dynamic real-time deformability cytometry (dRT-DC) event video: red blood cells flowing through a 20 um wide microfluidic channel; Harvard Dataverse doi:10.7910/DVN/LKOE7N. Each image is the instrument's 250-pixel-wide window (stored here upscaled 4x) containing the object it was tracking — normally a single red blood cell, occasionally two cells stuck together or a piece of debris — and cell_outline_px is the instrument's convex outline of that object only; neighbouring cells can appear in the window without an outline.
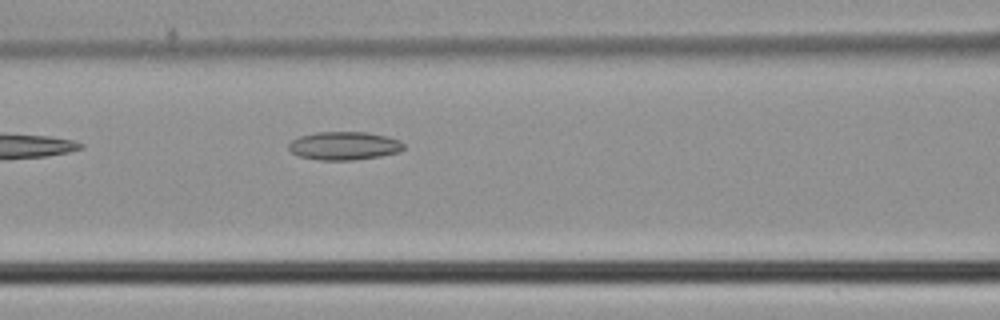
{"species": "common noctule bat (a hibernating species)", "species_latin": "Nyctalus noctula", "temperature_condition": "cold", "stored_images_in_passage": 11, "camera_frame_rate_fps": 3000, "um_per_image_px": 0.085, "animal": {"sex": "male", "body_mass_g": 21.5, "forearm_length_mm": 52.0}, "frame": {"image": 1, "passage_image": 5, "time_ms": 1.333, "image_size_px": [1000, 320], "cell_outline_px": [[404, 148], [400, 152], [380, 156], [352, 160], [320, 160], [300, 156], [292, 152], [288, 148], [288, 144], [292, 140], [300, 136], [316, 132], [368, 132], [400, 140], [404, 144]], "centroid_in_image_um": [29.26, 12.39], "position_along_channel_um": 137.3, "area_um2": 18.9}}